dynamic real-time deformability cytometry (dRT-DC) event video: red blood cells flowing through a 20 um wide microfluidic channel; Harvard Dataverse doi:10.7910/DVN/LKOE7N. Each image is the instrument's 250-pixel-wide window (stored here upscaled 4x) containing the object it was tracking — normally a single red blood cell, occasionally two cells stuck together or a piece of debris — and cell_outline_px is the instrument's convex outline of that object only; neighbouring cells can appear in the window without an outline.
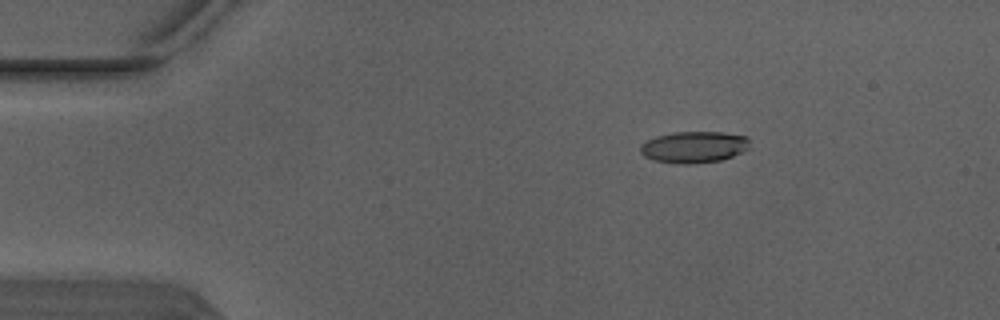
{"species": "Egyptian fruit bat (a non-hibernating species)", "species_latin": "Rousettus aegyptiacus", "temperature_condition": "warm", "stored_images_in_passage": 3, "camera_frame_rate_fps": 3000, "um_per_image_px": 0.085, "animal": {"sex": "male"}, "frame": {"image": 1, "passage_image": 1, "time_ms": 0.0, "image_size_px": [1000, 320], "cell_outline_px": [[748, 148], [732, 156], [720, 160], [688, 164], [680, 164], [652, 160], [644, 156], [640, 152], [640, 144], [656, 136], [672, 132], [724, 132], [748, 136]], "centroid_in_image_um": [58.95, 12.49], "position_along_channel_um": 26.0, "area_um2": 20.06}}
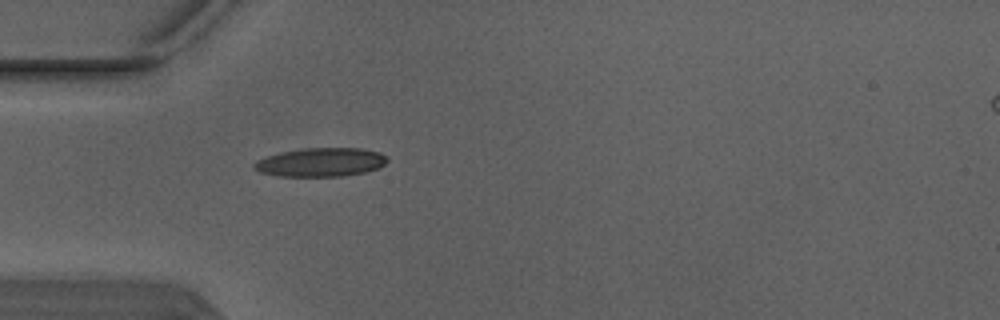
{"frame": {"image": 2, "passage_image": 3, "time_ms": 0.667, "image_size_px": [1000, 320], "cell_outline_px": [[388, 160], [384, 164], [376, 168], [364, 172], [344, 176], [280, 176], [260, 172], [252, 164], [268, 156], [284, 152], [304, 148], [360, 148], [380, 152]], "centroid_in_image_um": [27.3, 13.79], "position_along_channel_um": 57.7, "area_um2": 21.85}}